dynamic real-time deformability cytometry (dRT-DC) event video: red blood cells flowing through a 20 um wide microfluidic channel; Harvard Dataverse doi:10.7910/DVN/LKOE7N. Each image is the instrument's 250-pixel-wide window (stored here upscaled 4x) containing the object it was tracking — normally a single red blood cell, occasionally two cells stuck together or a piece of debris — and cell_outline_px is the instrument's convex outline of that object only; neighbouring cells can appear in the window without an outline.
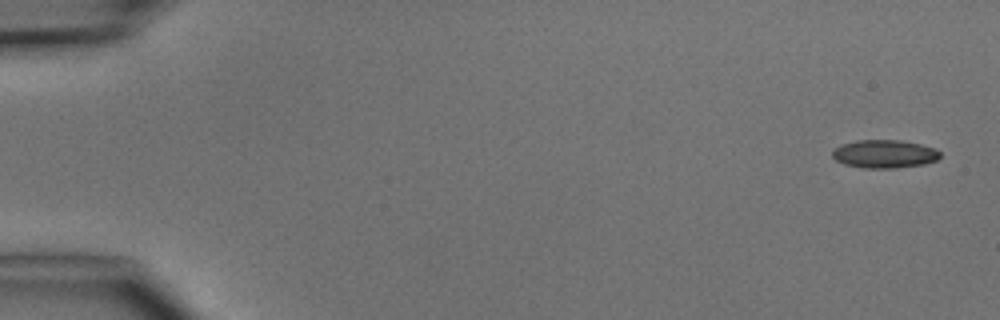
{"species": "common noctule bat (a hibernating species)", "species_latin": "Nyctalus noctula", "temperature_condition": "cold", "stored_images_in_passage": 5, "camera_frame_rate_fps": 3000, "um_per_image_px": 0.085, "animal": {"sex": "male", "body_mass_g": 15.6}, "frame": {"image": 1, "passage_image": 1, "time_ms": 0.0, "image_size_px": [1000, 320], "cell_outline_px": [[940, 156], [936, 160], [924, 164], [896, 168], [864, 168], [844, 164], [836, 160], [832, 156], [832, 148], [840, 144], [856, 140], [900, 140], [920, 144], [936, 148], [940, 152]], "centroid_in_image_um": [75.15, 13.08], "position_along_channel_um": 9.9, "area_um2": 17.86}}